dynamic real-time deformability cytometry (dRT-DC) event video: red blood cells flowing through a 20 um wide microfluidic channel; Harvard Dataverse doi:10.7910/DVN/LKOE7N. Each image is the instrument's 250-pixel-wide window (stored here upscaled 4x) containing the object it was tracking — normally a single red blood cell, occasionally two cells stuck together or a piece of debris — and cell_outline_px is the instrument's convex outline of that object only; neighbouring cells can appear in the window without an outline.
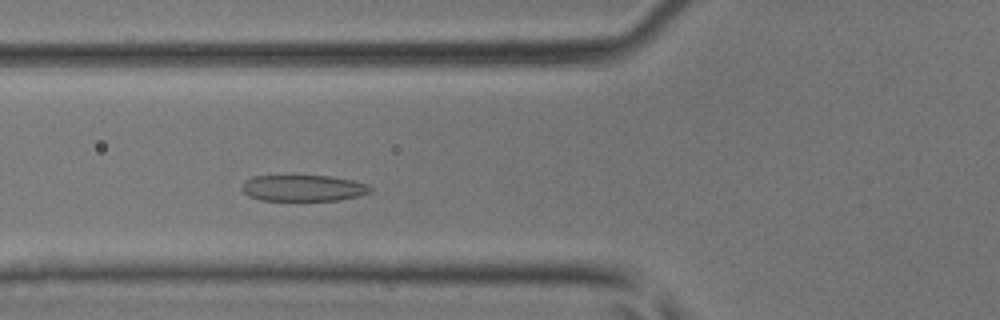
{"species": "common noctule bat (a hibernating species)", "species_latin": "Nyctalus noctula", "temperature_condition": "room temperature", "stored_images_in_passage": 10, "camera_frame_rate_fps": 3000, "um_per_image_px": 0.085, "animal": {"sex": "male", "body_mass_g": 17.9, "forearm_length_mm": 54.2}, "frame": {"image": 1, "passage_image": 4, "time_ms": 1.0, "image_size_px": [1000, 320], "cell_outline_px": [[372, 192], [340, 200], [260, 200], [248, 196], [240, 188], [244, 180], [252, 176], [332, 176], [352, 180], [368, 184], [372, 188]], "centroid_in_image_um": [25.76, 15.98], "position_along_channel_um": 100.0, "area_um2": 19.71}}
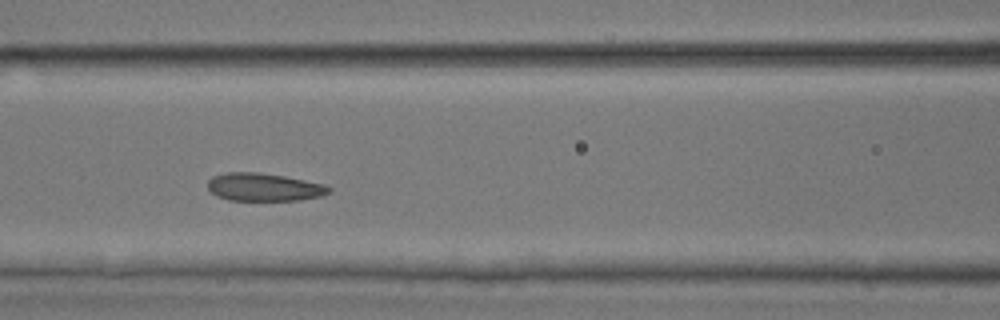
{"frame": {"image": 2, "passage_image": 7, "time_ms": 2.0, "image_size_px": [1000, 320], "cell_outline_px": [[332, 192], [320, 196], [300, 200], [228, 200], [216, 196], [208, 188], [208, 180], [212, 176], [228, 172], [260, 172], [284, 176], [324, 184], [332, 188]], "centroid_in_image_um": [22.44, 15.9], "position_along_channel_um": 144.2, "area_um2": 19.77}}